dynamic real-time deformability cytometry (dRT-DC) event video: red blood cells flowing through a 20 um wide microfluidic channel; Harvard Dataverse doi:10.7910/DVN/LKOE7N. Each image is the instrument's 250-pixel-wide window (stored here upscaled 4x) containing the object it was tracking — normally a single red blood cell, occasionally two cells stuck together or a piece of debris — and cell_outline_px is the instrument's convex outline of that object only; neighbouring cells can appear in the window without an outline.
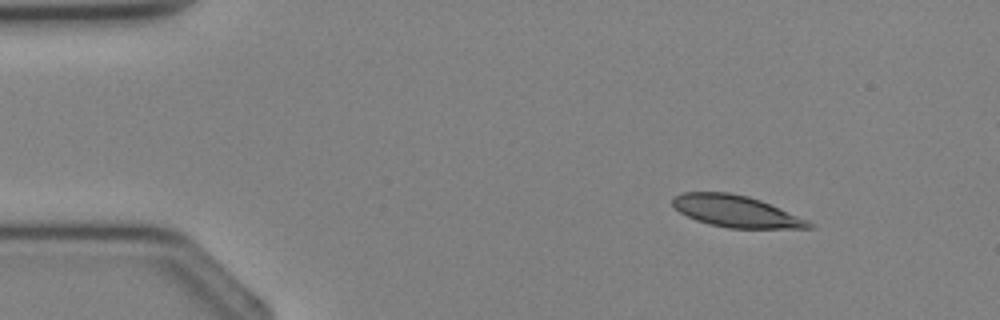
{"species": "Egyptian fruit bat (a non-hibernating species)", "species_latin": "Rousettus aegyptiacus", "temperature_condition": "cold", "stored_images_in_passage": 3, "camera_frame_rate_fps": 3000, "um_per_image_px": 0.085, "animal": {"sex": "female"}, "frame": {"image": 1, "passage_image": 1, "time_ms": 0.0, "image_size_px": [1000, 320], "cell_outline_px": [[816, 224], [812, 228], [728, 228], [696, 220], [680, 212], [672, 204], [672, 200], [676, 196], [684, 192], [728, 192], [748, 196], [760, 200], [808, 220]], "centroid_in_image_um": [62.58, 17.96], "position_along_channel_um": 22.4, "area_um2": 24.85}}